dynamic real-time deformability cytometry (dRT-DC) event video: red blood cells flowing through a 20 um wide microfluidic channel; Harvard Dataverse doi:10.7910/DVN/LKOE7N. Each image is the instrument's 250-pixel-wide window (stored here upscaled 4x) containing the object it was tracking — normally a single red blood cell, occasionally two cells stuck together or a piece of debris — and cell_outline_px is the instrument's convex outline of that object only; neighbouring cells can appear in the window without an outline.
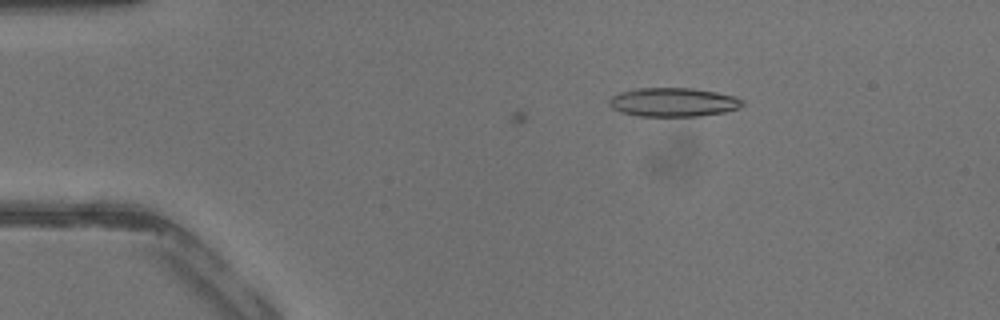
{"species": "common noctule bat (a hibernating species)", "species_latin": "Nyctalus noctula", "temperature_condition": "warm", "stored_images_in_passage": 12, "camera_frame_rate_fps": 3000, "um_per_image_px": 0.085, "animal": {"sex": "male", "body_mass_g": 13.3}, "frame": {"image": 1, "passage_image": 12, "time_ms": 3.667, "image_size_px": [1000, 320], "cell_outline_px": [[744, 104], [740, 108], [724, 112], [700, 116], [640, 116], [620, 112], [612, 108], [608, 104], [608, 100], [612, 96], [620, 92], [632, 88], [692, 88], [716, 92], [732, 96], [744, 100]], "centroid_in_image_um": [57.2, 8.68], "position_along_channel_um": 27.8, "area_um2": 22.54}}